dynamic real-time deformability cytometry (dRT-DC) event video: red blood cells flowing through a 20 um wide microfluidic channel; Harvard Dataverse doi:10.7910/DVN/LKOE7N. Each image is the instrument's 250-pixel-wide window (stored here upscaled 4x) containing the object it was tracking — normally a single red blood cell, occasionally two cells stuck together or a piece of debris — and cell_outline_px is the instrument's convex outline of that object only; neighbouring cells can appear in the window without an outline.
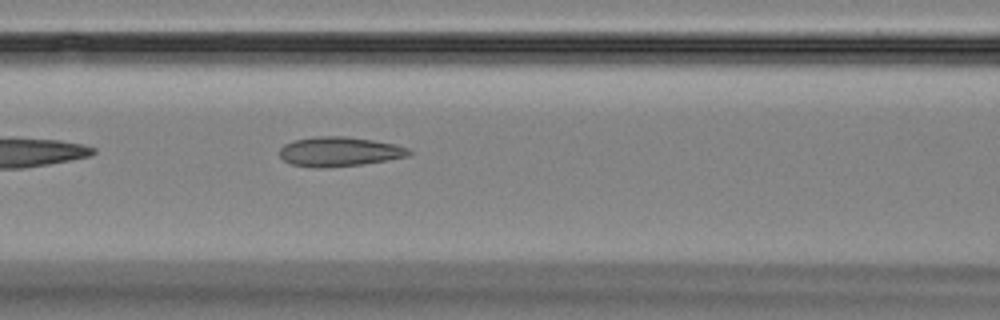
{"species": "Egyptian fruit bat (a non-hibernating species)", "species_latin": "Rousettus aegyptiacus", "temperature_condition": "room temperature", "stored_images_in_passage": 7, "camera_frame_rate_fps": 3000, "um_per_image_px": 0.085, "animal": {"sex": "female"}, "frame": {"image": 1, "passage_image": 7, "time_ms": 7.333, "image_size_px": [1000, 320], "cell_outline_px": [[412, 152], [408, 156], [388, 160], [360, 164], [324, 168], [312, 168], [292, 164], [284, 160], [280, 156], [280, 148], [284, 144], [296, 140], [316, 136], [344, 136], [372, 140], [396, 144], [408, 148]], "centroid_in_image_um": [28.84, 12.89], "position_along_channel_um": 137.8, "area_um2": 22.2}}